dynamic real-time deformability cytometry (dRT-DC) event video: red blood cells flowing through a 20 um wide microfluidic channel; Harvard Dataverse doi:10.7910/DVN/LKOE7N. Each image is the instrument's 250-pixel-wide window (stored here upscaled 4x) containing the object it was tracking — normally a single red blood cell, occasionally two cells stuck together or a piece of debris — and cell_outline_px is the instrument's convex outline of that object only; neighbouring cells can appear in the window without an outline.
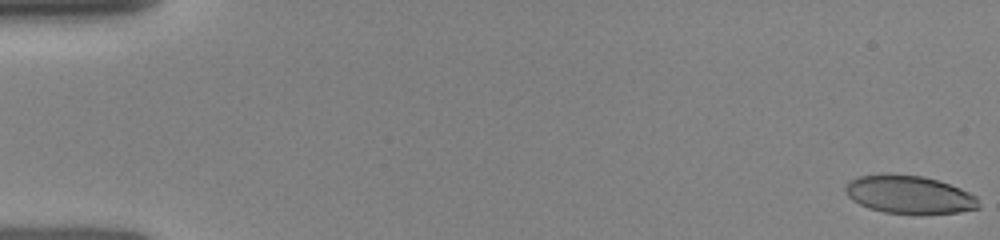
{"species": "human", "species_latin": "Homo sapiens", "temperature_condition": "room temperature", "stored_images_in_passage": 5, "camera_frame_rate_fps": 3000, "um_per_image_px": 0.085, "donor": {"sex": "female"}, "frame": {"image": 1, "passage_image": 1, "time_ms": 0.0, "image_size_px": [1000, 240], "cell_outline_px": [[980, 208], [960, 212], [916, 216], [884, 212], [868, 208], [852, 200], [844, 192], [844, 188], [852, 180], [860, 176], [924, 176], [960, 188], [976, 196], [980, 204]], "centroid_in_image_um": [77.34, 16.61], "position_along_channel_um": 7.7, "area_um2": 29.42}}
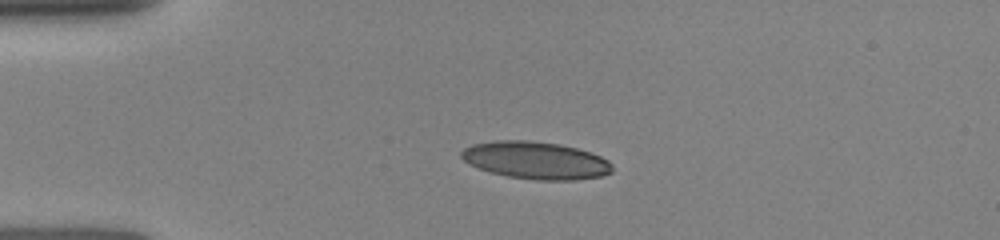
{"frame": {"image": 2, "passage_image": 4, "time_ms": 3.667, "image_size_px": [1000, 240], "cell_outline_px": [[612, 172], [600, 176], [576, 180], [536, 180], [508, 176], [492, 172], [468, 164], [460, 156], [460, 152], [464, 148], [472, 144], [496, 140], [528, 140], [560, 144], [592, 152], [608, 160], [612, 164]], "centroid_in_image_um": [45.54, 13.62], "position_along_channel_um": 39.5, "area_um2": 32.95}}